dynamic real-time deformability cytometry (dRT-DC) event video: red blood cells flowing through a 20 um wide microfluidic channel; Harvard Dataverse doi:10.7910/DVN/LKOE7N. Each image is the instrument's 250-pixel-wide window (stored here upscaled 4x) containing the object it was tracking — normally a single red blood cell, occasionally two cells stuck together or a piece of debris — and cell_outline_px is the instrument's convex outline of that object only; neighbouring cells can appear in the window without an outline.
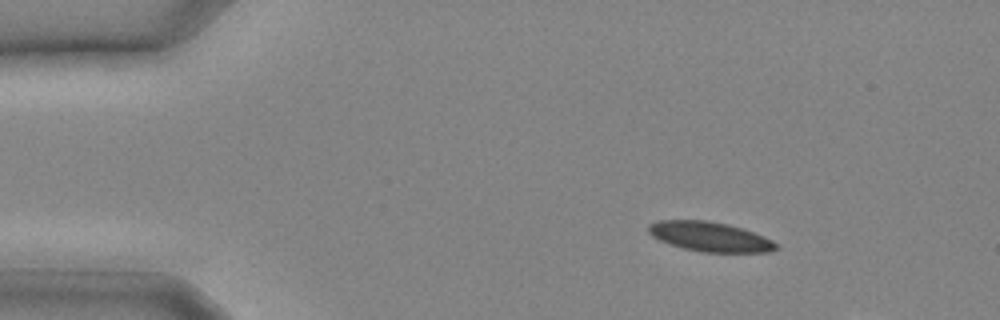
{"species": "common noctule bat (a hibernating species)", "species_latin": "Nyctalus noctula", "temperature_condition": "cold", "stored_images_in_passage": 8, "camera_frame_rate_fps": 3000, "um_per_image_px": 0.085, "animal": {"sex": "male", "body_mass_g": 20.4}, "frame": {"image": 1, "passage_image": 3, "time_ms": 0.667, "image_size_px": [1000, 320], "cell_outline_px": [[780, 248], [768, 252], [700, 252], [684, 248], [660, 240], [652, 236], [648, 232], [648, 224], [656, 220], [708, 220], [728, 224], [764, 236], [780, 244]], "centroid_in_image_um": [60.36, 20.11], "position_along_channel_um": 24.6, "area_um2": 22.08}}